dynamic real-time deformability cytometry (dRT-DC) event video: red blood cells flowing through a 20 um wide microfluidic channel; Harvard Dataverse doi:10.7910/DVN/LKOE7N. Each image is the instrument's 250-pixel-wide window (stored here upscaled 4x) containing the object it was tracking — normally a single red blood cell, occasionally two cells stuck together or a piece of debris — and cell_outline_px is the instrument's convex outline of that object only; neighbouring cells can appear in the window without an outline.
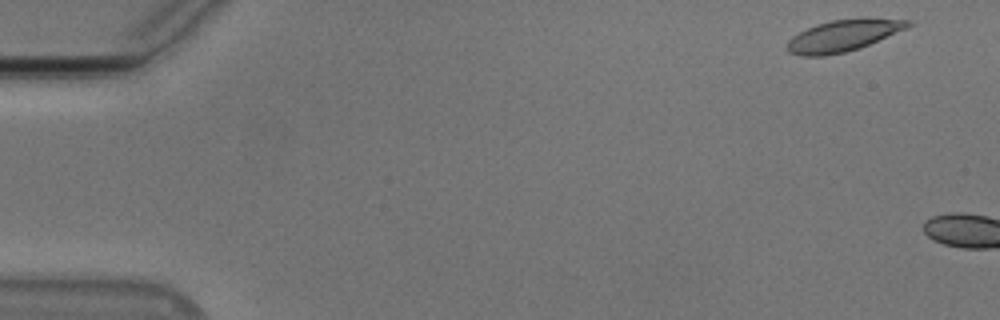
{"species": "Egyptian fruit bat (a non-hibernating species)", "species_latin": "Rousettus aegyptiacus", "temperature_condition": "cold", "stored_images_in_passage": 4, "camera_frame_rate_fps": 3000, "um_per_image_px": 0.085, "animal": {"sex": "male"}, "frame": {"image": 1, "passage_image": 2, "time_ms": 0.333, "image_size_px": [1000, 320], "cell_outline_px": [[912, 24], [908, 28], [860, 48], [844, 52], [824, 56], [800, 56], [788, 52], [784, 48], [788, 40], [792, 36], [816, 24], [832, 20], [860, 16], [912, 20]], "centroid_in_image_um": [71.7, 3.0], "position_along_channel_um": 13.3, "area_um2": 22.83}}